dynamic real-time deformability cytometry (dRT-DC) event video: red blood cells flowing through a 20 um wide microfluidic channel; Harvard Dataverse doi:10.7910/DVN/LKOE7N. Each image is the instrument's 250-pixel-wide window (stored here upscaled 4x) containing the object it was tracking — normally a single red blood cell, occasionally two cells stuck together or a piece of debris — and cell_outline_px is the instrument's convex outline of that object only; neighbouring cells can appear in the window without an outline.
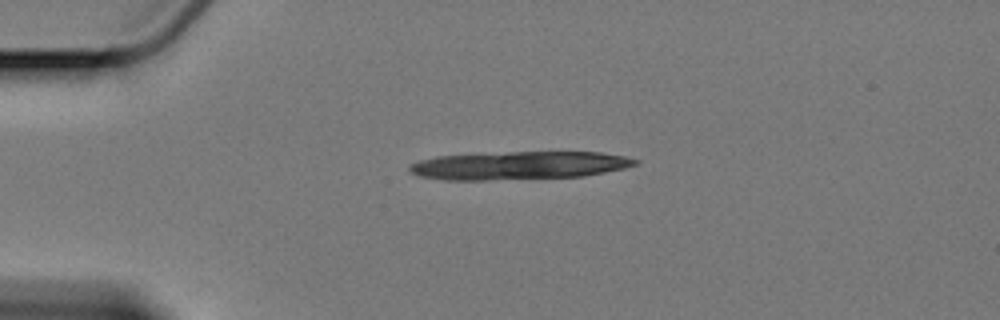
{"species": "Egyptian fruit bat (a non-hibernating species)", "species_latin": "Rousettus aegyptiacus", "temperature_condition": "cold", "stored_images_in_passage": 8, "camera_frame_rate_fps": 3000, "um_per_image_px": 0.085, "animal": {"sex": "female"}, "frame": {"image": 1, "passage_image": 1, "time_ms": 0.0, "image_size_px": [1000, 320], "cell_outline_px": [[640, 160], [636, 164], [624, 168], [584, 176], [488, 180], [444, 180], [416, 176], [408, 172], [408, 164], [420, 160], [436, 156], [508, 152], [600, 152], [624, 156]], "centroid_in_image_um": [44.04, 14.07], "position_along_channel_um": 41.0, "area_um2": 37.11}}
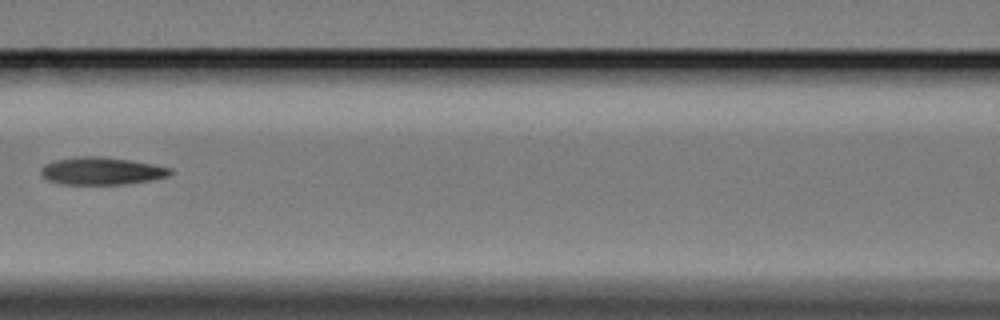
{"frame": {"image": 2, "passage_image": 5, "time_ms": 4.667, "image_size_px": [1000, 320], "cell_outline_px": [[172, 172], [168, 176], [152, 180], [120, 184], [60, 184], [48, 180], [40, 172], [40, 168], [44, 164], [56, 160], [76, 156], [96, 156], [132, 160], [156, 164], [172, 168]], "centroid_in_image_um": [8.64, 14.52], "position_along_channel_um": 158.0, "area_um2": 20.81}}
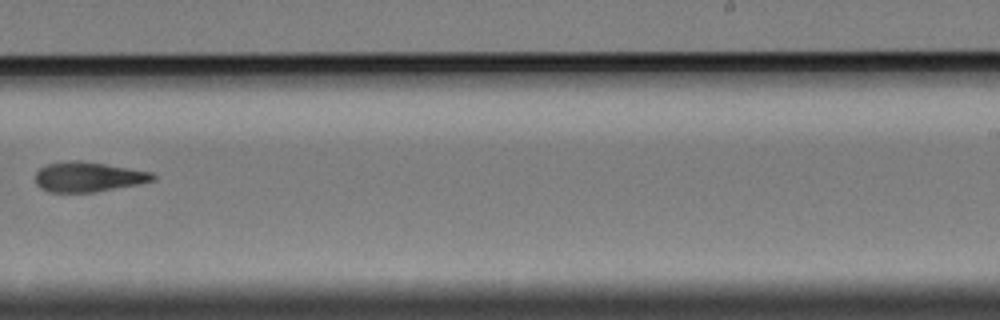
{"frame": {"image": 3, "passage_image": 8, "time_ms": 8.333, "image_size_px": [1000, 320], "cell_outline_px": [[156, 180], [140, 184], [96, 192], [48, 192], [40, 188], [36, 184], [36, 172], [40, 168], [48, 164], [72, 160], [80, 160], [152, 172], [156, 176]], "centroid_in_image_um": [7.51, 15.04], "position_along_channel_um": 281.5, "area_um2": 20.52}}